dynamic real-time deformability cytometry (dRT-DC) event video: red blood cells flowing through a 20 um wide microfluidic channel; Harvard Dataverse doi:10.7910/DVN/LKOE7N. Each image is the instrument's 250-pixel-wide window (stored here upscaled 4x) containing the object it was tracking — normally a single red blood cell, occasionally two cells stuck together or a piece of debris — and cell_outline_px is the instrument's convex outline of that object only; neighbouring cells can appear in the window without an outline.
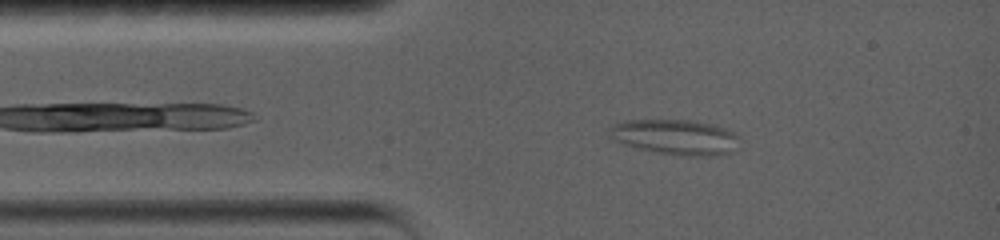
{"species": "common noctule bat (a hibernating species)", "species_latin": "Nyctalus noctula", "temperature_condition": "warm", "stored_images_in_passage": 38, "camera_frame_rate_fps": 5000, "um_per_image_px": 0.085, "animal": {"sex": "female", "body_mass_g": 19.0, "forearm_length_mm": 56.7}, "frame": {"image": 1, "passage_image": 7, "time_ms": 2.0, "image_size_px": [1000, 240], "cell_outline_px": [[740, 140], [736, 152], [716, 156], [684, 156], [636, 148], [624, 144], [616, 140], [612, 136], [608, 128], [624, 120], [696, 120], [712, 124], [736, 132], [740, 136]], "centroid_in_image_um": [57.53, 11.65], "position_along_channel_um": 27.5, "area_um2": 26.99}}
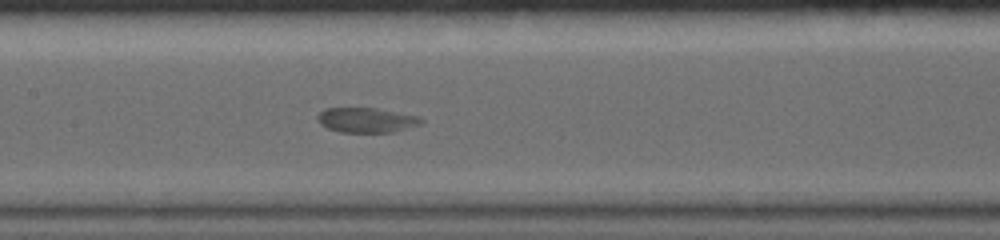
{"frame": {"image": 2, "passage_image": 21, "time_ms": 6.8, "image_size_px": [1000, 240], "cell_outline_px": [[424, 124], [396, 132], [340, 132], [328, 128], [320, 124], [316, 120], [316, 116], [324, 108], [376, 108], [420, 116], [424, 120]], "centroid_in_image_um": [31.19, 10.21], "position_along_channel_um": 176.2, "area_um2": 15.32}}
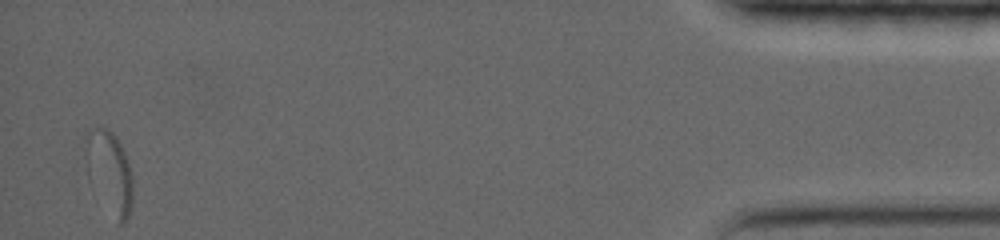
{"frame": {"image": 3, "passage_image": 38, "time_ms": 17.2, "image_size_px": [1000, 240], "cell_outline_px": [[132, 200], [128, 216], [124, 224], [116, 224], [84, 136], [84, 132], [92, 128], [104, 128], [112, 132], [116, 136], [124, 152], [128, 164], [132, 180]], "centroid_in_image_um": [9.49, 14.53], "position_along_channel_um": 425.7, "area_um2": 19.07}, "authors_computed_cell_mechanics": {"area_um2": 19.7676, "velocity_mm_per_s": 3.5006, "shape_relaxation_time_tau1_ms": null, "shape_relaxation_time_tau2_ms": 1.1107, "deformation_change_tau1": null, "deformation_change_tau2": 0.0346}}